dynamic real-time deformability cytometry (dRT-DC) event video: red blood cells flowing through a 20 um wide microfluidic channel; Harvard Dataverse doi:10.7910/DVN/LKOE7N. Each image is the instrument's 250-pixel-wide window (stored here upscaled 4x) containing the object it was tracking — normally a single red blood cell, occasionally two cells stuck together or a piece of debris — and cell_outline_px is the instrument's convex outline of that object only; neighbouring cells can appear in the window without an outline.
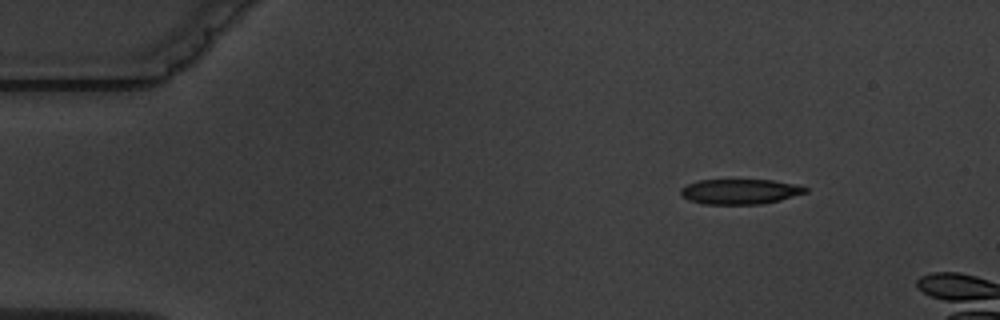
{"species": "common noctule bat (a hibernating species)", "species_latin": "Nyctalus noctula", "temperature_condition": "warm", "stored_images_in_passage": 4, "camera_frame_rate_fps": 3000, "um_per_image_px": 0.085, "animal": {"sex": "male", "body_mass_g": 19.5, "forearm_length_mm": 54.6}, "frame": {"image": 1, "passage_image": 1, "time_ms": 0.0, "image_size_px": [1000, 320], "cell_outline_px": [[808, 192], [780, 200], [760, 204], [704, 204], [688, 200], [680, 192], [680, 188], [688, 184], [700, 180], [772, 180], [796, 184], [808, 188]], "centroid_in_image_um": [62.92, 16.28], "position_along_channel_um": 22.1, "area_um2": 18.21}}